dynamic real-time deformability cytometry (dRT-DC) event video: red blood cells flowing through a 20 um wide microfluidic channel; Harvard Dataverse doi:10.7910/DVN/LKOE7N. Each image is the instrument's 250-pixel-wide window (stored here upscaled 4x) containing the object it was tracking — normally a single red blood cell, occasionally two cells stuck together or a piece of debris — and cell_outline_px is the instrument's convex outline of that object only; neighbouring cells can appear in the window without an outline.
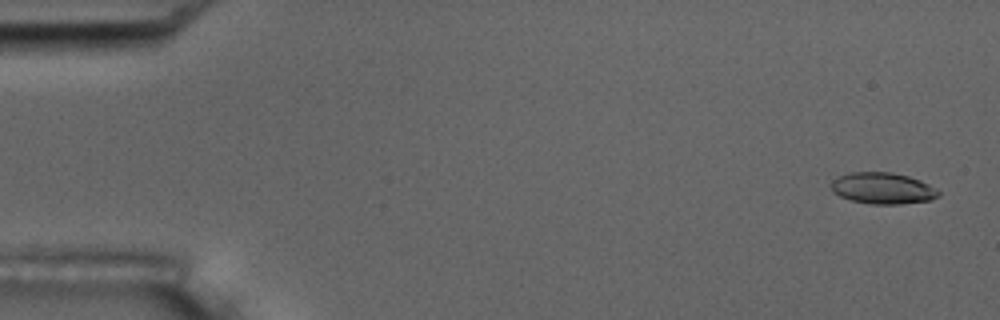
{"species": "common noctule bat (a hibernating species)", "species_latin": "Nyctalus noctula", "temperature_condition": "room temperature", "stored_images_in_passage": 5, "camera_frame_rate_fps": 3000, "um_per_image_px": 0.085, "animal": {"sex": "male", "body_mass_g": 17.5, "forearm_length_mm": 52.3}, "frame": {"image": 1, "passage_image": 1, "time_ms": 0.0, "image_size_px": [1000, 320], "cell_outline_px": [[940, 196], [932, 200], [900, 204], [868, 204], [852, 200], [840, 196], [832, 192], [832, 180], [840, 176], [852, 172], [892, 172], [908, 176], [920, 180], [928, 184], [940, 192]], "centroid_in_image_um": [75.05, 16.01], "position_along_channel_um": 10.0, "area_um2": 19.59}}
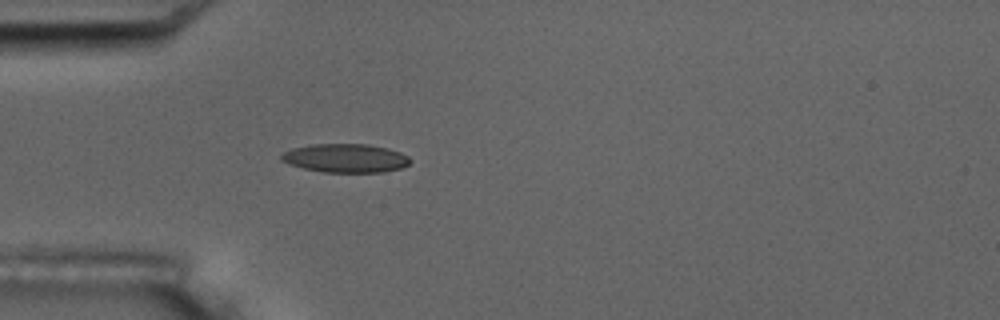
{"frame": {"image": 2, "passage_image": 5, "time_ms": 4.667, "image_size_px": [1000, 320], "cell_outline_px": [[412, 160], [408, 164], [400, 168], [384, 172], [324, 172], [304, 168], [288, 164], [280, 160], [280, 156], [284, 152], [292, 148], [312, 144], [368, 144], [388, 148], [400, 152], [408, 156]], "centroid_in_image_um": [29.37, 13.44], "position_along_channel_um": 55.6, "area_um2": 21.56}}